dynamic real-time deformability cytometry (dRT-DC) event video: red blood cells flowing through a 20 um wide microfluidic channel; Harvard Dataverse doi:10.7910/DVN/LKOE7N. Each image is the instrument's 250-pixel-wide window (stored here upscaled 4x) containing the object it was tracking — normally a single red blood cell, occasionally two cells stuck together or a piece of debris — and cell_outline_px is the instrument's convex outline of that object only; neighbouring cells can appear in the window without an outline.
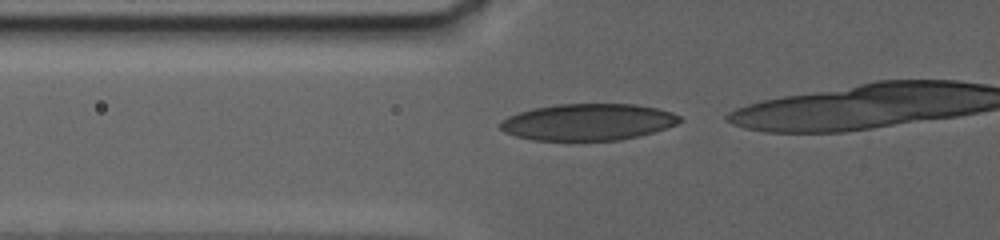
{"species": "human", "species_latin": "Homo sapiens", "temperature_condition": "warm", "stored_images_in_passage": 32, "camera_frame_rate_fps": 3000, "um_per_image_px": 0.085, "donor": {"sex": "female"}, "frame": {"image": 1, "passage_image": 20, "time_ms": 8.0, "image_size_px": [1000, 240], "cell_outline_px": [[684, 120], [676, 124], [652, 132], [620, 140], [532, 140], [516, 136], [504, 132], [500, 128], [500, 120], [508, 116], [532, 108], [556, 104], [636, 104], [656, 108], [672, 112], [680, 116]], "centroid_in_image_um": [49.95, 10.36], "position_along_channel_um": 75.8, "area_um2": 38.26}}
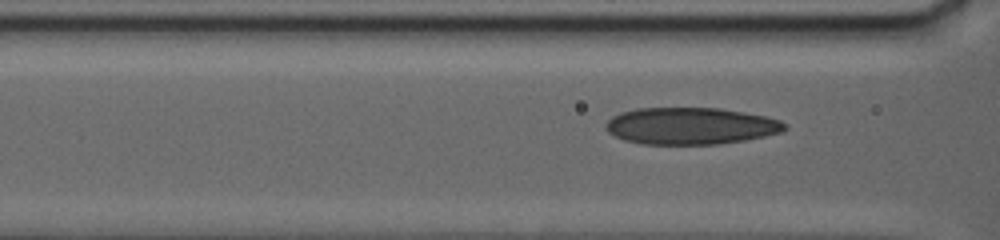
{"frame": {"image": 2, "passage_image": 26, "time_ms": 9.333, "image_size_px": [1000, 240], "cell_outline_px": [[788, 128], [784, 132], [744, 140], [720, 144], [640, 144], [624, 140], [608, 132], [604, 128], [604, 124], [612, 116], [620, 112], [636, 108], [720, 108], [768, 116], [780, 120]], "centroid_in_image_um": [58.7, 10.7], "position_along_channel_um": 107.9, "area_um2": 38.78}}